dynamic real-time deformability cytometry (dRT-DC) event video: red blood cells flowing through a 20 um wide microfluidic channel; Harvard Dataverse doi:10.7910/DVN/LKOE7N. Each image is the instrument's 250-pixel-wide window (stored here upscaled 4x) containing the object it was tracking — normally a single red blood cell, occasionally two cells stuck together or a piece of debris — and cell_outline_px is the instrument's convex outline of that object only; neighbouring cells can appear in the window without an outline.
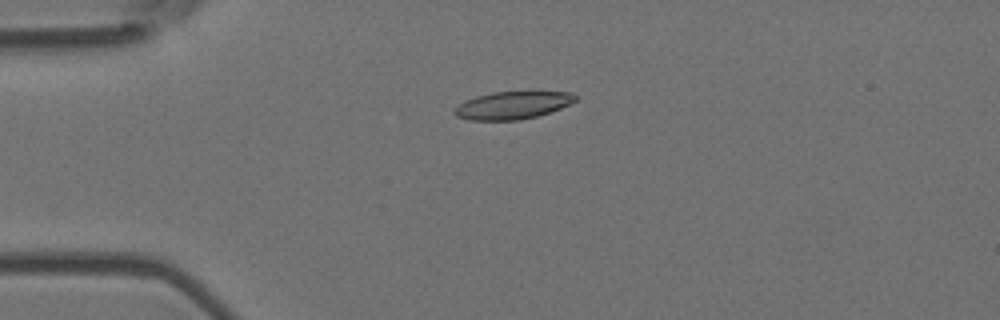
{"species": "Egyptian fruit bat (a non-hibernating species)", "species_latin": "Rousettus aegyptiacus", "temperature_condition": "room temperature", "stored_images_in_passage": 5, "camera_frame_rate_fps": 3000, "um_per_image_px": 0.085, "animal": {"sex": "female"}, "frame": {"image": 1, "passage_image": 4, "time_ms": 1.0, "image_size_px": [1000, 320], "cell_outline_px": [[576, 100], [560, 108], [536, 116], [520, 120], [468, 120], [456, 116], [452, 112], [464, 100], [476, 96], [492, 92], [572, 92], [576, 96]], "centroid_in_image_um": [43.52, 8.95], "position_along_channel_um": 41.5, "area_um2": 19.25}}